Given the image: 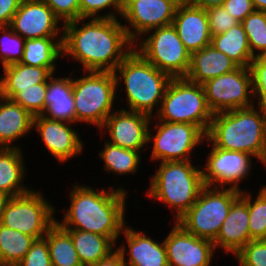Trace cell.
I'll return each instance as SVG.
<instances>
[{"instance_id":"cell-42","label":"cell","mask_w":266,"mask_h":266,"mask_svg":"<svg viewBox=\"0 0 266 266\" xmlns=\"http://www.w3.org/2000/svg\"><path fill=\"white\" fill-rule=\"evenodd\" d=\"M16 266H52L47 241L44 238L35 240Z\"/></svg>"},{"instance_id":"cell-36","label":"cell","mask_w":266,"mask_h":266,"mask_svg":"<svg viewBox=\"0 0 266 266\" xmlns=\"http://www.w3.org/2000/svg\"><path fill=\"white\" fill-rule=\"evenodd\" d=\"M47 83H37L31 88L21 89L11 100L26 109L33 117L45 110Z\"/></svg>"},{"instance_id":"cell-46","label":"cell","mask_w":266,"mask_h":266,"mask_svg":"<svg viewBox=\"0 0 266 266\" xmlns=\"http://www.w3.org/2000/svg\"><path fill=\"white\" fill-rule=\"evenodd\" d=\"M225 0H192L191 4L203 9L222 6Z\"/></svg>"},{"instance_id":"cell-43","label":"cell","mask_w":266,"mask_h":266,"mask_svg":"<svg viewBox=\"0 0 266 266\" xmlns=\"http://www.w3.org/2000/svg\"><path fill=\"white\" fill-rule=\"evenodd\" d=\"M222 6L240 23L255 11L252 0H225Z\"/></svg>"},{"instance_id":"cell-30","label":"cell","mask_w":266,"mask_h":266,"mask_svg":"<svg viewBox=\"0 0 266 266\" xmlns=\"http://www.w3.org/2000/svg\"><path fill=\"white\" fill-rule=\"evenodd\" d=\"M44 239L48 244L52 266H82L72 238L57 222Z\"/></svg>"},{"instance_id":"cell-28","label":"cell","mask_w":266,"mask_h":266,"mask_svg":"<svg viewBox=\"0 0 266 266\" xmlns=\"http://www.w3.org/2000/svg\"><path fill=\"white\" fill-rule=\"evenodd\" d=\"M58 38V39H57ZM63 37L25 39L20 63L56 71V61L63 57Z\"/></svg>"},{"instance_id":"cell-48","label":"cell","mask_w":266,"mask_h":266,"mask_svg":"<svg viewBox=\"0 0 266 266\" xmlns=\"http://www.w3.org/2000/svg\"><path fill=\"white\" fill-rule=\"evenodd\" d=\"M256 11L266 12V0H252Z\"/></svg>"},{"instance_id":"cell-23","label":"cell","mask_w":266,"mask_h":266,"mask_svg":"<svg viewBox=\"0 0 266 266\" xmlns=\"http://www.w3.org/2000/svg\"><path fill=\"white\" fill-rule=\"evenodd\" d=\"M238 67L226 54L209 45L190 54L189 69L184 78L193 83L203 84Z\"/></svg>"},{"instance_id":"cell-15","label":"cell","mask_w":266,"mask_h":266,"mask_svg":"<svg viewBox=\"0 0 266 266\" xmlns=\"http://www.w3.org/2000/svg\"><path fill=\"white\" fill-rule=\"evenodd\" d=\"M164 238L169 266H210L215 250L213 241L187 232L179 223Z\"/></svg>"},{"instance_id":"cell-5","label":"cell","mask_w":266,"mask_h":266,"mask_svg":"<svg viewBox=\"0 0 266 266\" xmlns=\"http://www.w3.org/2000/svg\"><path fill=\"white\" fill-rule=\"evenodd\" d=\"M148 198L168 205L177 222L196 202L205 187L202 169L189 161L160 162L151 177Z\"/></svg>"},{"instance_id":"cell-19","label":"cell","mask_w":266,"mask_h":266,"mask_svg":"<svg viewBox=\"0 0 266 266\" xmlns=\"http://www.w3.org/2000/svg\"><path fill=\"white\" fill-rule=\"evenodd\" d=\"M249 192H241L240 197L232 204L229 214L222 223L221 229L213 241L215 250L223 249L225 253L235 256L249 241Z\"/></svg>"},{"instance_id":"cell-26","label":"cell","mask_w":266,"mask_h":266,"mask_svg":"<svg viewBox=\"0 0 266 266\" xmlns=\"http://www.w3.org/2000/svg\"><path fill=\"white\" fill-rule=\"evenodd\" d=\"M25 170L26 164L21 148H0V192L11 197L30 192L31 189L23 185Z\"/></svg>"},{"instance_id":"cell-6","label":"cell","mask_w":266,"mask_h":266,"mask_svg":"<svg viewBox=\"0 0 266 266\" xmlns=\"http://www.w3.org/2000/svg\"><path fill=\"white\" fill-rule=\"evenodd\" d=\"M155 118L172 123H191L207 134L213 113L207 105L202 84L179 77L169 82Z\"/></svg>"},{"instance_id":"cell-16","label":"cell","mask_w":266,"mask_h":266,"mask_svg":"<svg viewBox=\"0 0 266 266\" xmlns=\"http://www.w3.org/2000/svg\"><path fill=\"white\" fill-rule=\"evenodd\" d=\"M151 116L122 108L113 111L100 128L108 133V142L122 148L144 152L148 145V129Z\"/></svg>"},{"instance_id":"cell-47","label":"cell","mask_w":266,"mask_h":266,"mask_svg":"<svg viewBox=\"0 0 266 266\" xmlns=\"http://www.w3.org/2000/svg\"><path fill=\"white\" fill-rule=\"evenodd\" d=\"M11 196L7 193L0 192V223L2 219V214L5 210L6 204L9 202Z\"/></svg>"},{"instance_id":"cell-24","label":"cell","mask_w":266,"mask_h":266,"mask_svg":"<svg viewBox=\"0 0 266 266\" xmlns=\"http://www.w3.org/2000/svg\"><path fill=\"white\" fill-rule=\"evenodd\" d=\"M33 118L19 104L0 97V148H20L13 142L34 131Z\"/></svg>"},{"instance_id":"cell-33","label":"cell","mask_w":266,"mask_h":266,"mask_svg":"<svg viewBox=\"0 0 266 266\" xmlns=\"http://www.w3.org/2000/svg\"><path fill=\"white\" fill-rule=\"evenodd\" d=\"M253 57L266 52V12L254 11L241 22Z\"/></svg>"},{"instance_id":"cell-29","label":"cell","mask_w":266,"mask_h":266,"mask_svg":"<svg viewBox=\"0 0 266 266\" xmlns=\"http://www.w3.org/2000/svg\"><path fill=\"white\" fill-rule=\"evenodd\" d=\"M211 45L226 54L239 67L249 68L252 56L248 37L241 23L223 34L212 36Z\"/></svg>"},{"instance_id":"cell-49","label":"cell","mask_w":266,"mask_h":266,"mask_svg":"<svg viewBox=\"0 0 266 266\" xmlns=\"http://www.w3.org/2000/svg\"><path fill=\"white\" fill-rule=\"evenodd\" d=\"M177 6L189 5L191 4L192 0H171Z\"/></svg>"},{"instance_id":"cell-51","label":"cell","mask_w":266,"mask_h":266,"mask_svg":"<svg viewBox=\"0 0 266 266\" xmlns=\"http://www.w3.org/2000/svg\"><path fill=\"white\" fill-rule=\"evenodd\" d=\"M261 57L266 61V52Z\"/></svg>"},{"instance_id":"cell-9","label":"cell","mask_w":266,"mask_h":266,"mask_svg":"<svg viewBox=\"0 0 266 266\" xmlns=\"http://www.w3.org/2000/svg\"><path fill=\"white\" fill-rule=\"evenodd\" d=\"M134 49L172 78L185 77L188 72L190 53L172 24L146 32L134 43Z\"/></svg>"},{"instance_id":"cell-39","label":"cell","mask_w":266,"mask_h":266,"mask_svg":"<svg viewBox=\"0 0 266 266\" xmlns=\"http://www.w3.org/2000/svg\"><path fill=\"white\" fill-rule=\"evenodd\" d=\"M235 257L239 266H266V240L249 241Z\"/></svg>"},{"instance_id":"cell-3","label":"cell","mask_w":266,"mask_h":266,"mask_svg":"<svg viewBox=\"0 0 266 266\" xmlns=\"http://www.w3.org/2000/svg\"><path fill=\"white\" fill-rule=\"evenodd\" d=\"M206 138L216 148L248 153L266 167V111L259 106L213 114Z\"/></svg>"},{"instance_id":"cell-13","label":"cell","mask_w":266,"mask_h":266,"mask_svg":"<svg viewBox=\"0 0 266 266\" xmlns=\"http://www.w3.org/2000/svg\"><path fill=\"white\" fill-rule=\"evenodd\" d=\"M205 141L208 146L212 145L202 168L205 186L243 190L239 184L249 177L253 164L251 159L254 157L241 151L216 148L207 138Z\"/></svg>"},{"instance_id":"cell-25","label":"cell","mask_w":266,"mask_h":266,"mask_svg":"<svg viewBox=\"0 0 266 266\" xmlns=\"http://www.w3.org/2000/svg\"><path fill=\"white\" fill-rule=\"evenodd\" d=\"M3 68V77H0L1 97L12 99L21 89H28L37 83H47L54 74L50 68L29 66L20 62Z\"/></svg>"},{"instance_id":"cell-20","label":"cell","mask_w":266,"mask_h":266,"mask_svg":"<svg viewBox=\"0 0 266 266\" xmlns=\"http://www.w3.org/2000/svg\"><path fill=\"white\" fill-rule=\"evenodd\" d=\"M122 234L126 241L117 246L116 250L121 254L125 266H169L164 241L160 243L145 232L136 231L127 225Z\"/></svg>"},{"instance_id":"cell-18","label":"cell","mask_w":266,"mask_h":266,"mask_svg":"<svg viewBox=\"0 0 266 266\" xmlns=\"http://www.w3.org/2000/svg\"><path fill=\"white\" fill-rule=\"evenodd\" d=\"M72 124L74 123L53 120L42 115L33 118V129L39 132L48 152L60 164L79 156L84 149L78 131L70 127Z\"/></svg>"},{"instance_id":"cell-4","label":"cell","mask_w":266,"mask_h":266,"mask_svg":"<svg viewBox=\"0 0 266 266\" xmlns=\"http://www.w3.org/2000/svg\"><path fill=\"white\" fill-rule=\"evenodd\" d=\"M114 75L118 90L121 88L119 83L125 85L124 91L127 97L125 99L128 105L126 110L145 113L151 117L158 112L166 88L172 79L170 75L149 63L135 49L117 66Z\"/></svg>"},{"instance_id":"cell-34","label":"cell","mask_w":266,"mask_h":266,"mask_svg":"<svg viewBox=\"0 0 266 266\" xmlns=\"http://www.w3.org/2000/svg\"><path fill=\"white\" fill-rule=\"evenodd\" d=\"M249 192V231L251 240H266V185L255 199Z\"/></svg>"},{"instance_id":"cell-27","label":"cell","mask_w":266,"mask_h":266,"mask_svg":"<svg viewBox=\"0 0 266 266\" xmlns=\"http://www.w3.org/2000/svg\"><path fill=\"white\" fill-rule=\"evenodd\" d=\"M77 251L82 266L96 264L116 250V244L107 236L78 229H65Z\"/></svg>"},{"instance_id":"cell-7","label":"cell","mask_w":266,"mask_h":266,"mask_svg":"<svg viewBox=\"0 0 266 266\" xmlns=\"http://www.w3.org/2000/svg\"><path fill=\"white\" fill-rule=\"evenodd\" d=\"M73 79L76 123L92 124L99 129L114 111L117 83L114 72L84 71ZM117 95V96H116Z\"/></svg>"},{"instance_id":"cell-37","label":"cell","mask_w":266,"mask_h":266,"mask_svg":"<svg viewBox=\"0 0 266 266\" xmlns=\"http://www.w3.org/2000/svg\"><path fill=\"white\" fill-rule=\"evenodd\" d=\"M105 9H111L109 10L111 12L108 11V13L101 15L100 12L105 11ZM123 10L121 0H80V18L117 19V17L122 16Z\"/></svg>"},{"instance_id":"cell-8","label":"cell","mask_w":266,"mask_h":266,"mask_svg":"<svg viewBox=\"0 0 266 266\" xmlns=\"http://www.w3.org/2000/svg\"><path fill=\"white\" fill-rule=\"evenodd\" d=\"M242 190L205 186L196 202L177 221L187 232L214 241Z\"/></svg>"},{"instance_id":"cell-35","label":"cell","mask_w":266,"mask_h":266,"mask_svg":"<svg viewBox=\"0 0 266 266\" xmlns=\"http://www.w3.org/2000/svg\"><path fill=\"white\" fill-rule=\"evenodd\" d=\"M0 63L2 67L22 60L25 39L9 26L0 27Z\"/></svg>"},{"instance_id":"cell-11","label":"cell","mask_w":266,"mask_h":266,"mask_svg":"<svg viewBox=\"0 0 266 266\" xmlns=\"http://www.w3.org/2000/svg\"><path fill=\"white\" fill-rule=\"evenodd\" d=\"M148 129V144L152 143L151 161H189L192 151L200 144L205 143L206 134L191 123H172L158 120L155 128Z\"/></svg>"},{"instance_id":"cell-50","label":"cell","mask_w":266,"mask_h":266,"mask_svg":"<svg viewBox=\"0 0 266 266\" xmlns=\"http://www.w3.org/2000/svg\"><path fill=\"white\" fill-rule=\"evenodd\" d=\"M132 0H121L123 8Z\"/></svg>"},{"instance_id":"cell-31","label":"cell","mask_w":266,"mask_h":266,"mask_svg":"<svg viewBox=\"0 0 266 266\" xmlns=\"http://www.w3.org/2000/svg\"><path fill=\"white\" fill-rule=\"evenodd\" d=\"M108 138L104 142V149L99 151V157L104 161V169L114 175L135 174L141 164V155L139 151L122 148L109 143Z\"/></svg>"},{"instance_id":"cell-44","label":"cell","mask_w":266,"mask_h":266,"mask_svg":"<svg viewBox=\"0 0 266 266\" xmlns=\"http://www.w3.org/2000/svg\"><path fill=\"white\" fill-rule=\"evenodd\" d=\"M22 0H0V27L9 26Z\"/></svg>"},{"instance_id":"cell-32","label":"cell","mask_w":266,"mask_h":266,"mask_svg":"<svg viewBox=\"0 0 266 266\" xmlns=\"http://www.w3.org/2000/svg\"><path fill=\"white\" fill-rule=\"evenodd\" d=\"M35 238L0 224V262L16 266L27 254Z\"/></svg>"},{"instance_id":"cell-14","label":"cell","mask_w":266,"mask_h":266,"mask_svg":"<svg viewBox=\"0 0 266 266\" xmlns=\"http://www.w3.org/2000/svg\"><path fill=\"white\" fill-rule=\"evenodd\" d=\"M176 8L171 0L130 1L121 16L129 39L135 43L146 32L172 24Z\"/></svg>"},{"instance_id":"cell-41","label":"cell","mask_w":266,"mask_h":266,"mask_svg":"<svg viewBox=\"0 0 266 266\" xmlns=\"http://www.w3.org/2000/svg\"><path fill=\"white\" fill-rule=\"evenodd\" d=\"M55 16L63 22L62 25L80 19V0H42Z\"/></svg>"},{"instance_id":"cell-45","label":"cell","mask_w":266,"mask_h":266,"mask_svg":"<svg viewBox=\"0 0 266 266\" xmlns=\"http://www.w3.org/2000/svg\"><path fill=\"white\" fill-rule=\"evenodd\" d=\"M90 266H125L121 254L115 250L108 257L101 259L96 264Z\"/></svg>"},{"instance_id":"cell-2","label":"cell","mask_w":266,"mask_h":266,"mask_svg":"<svg viewBox=\"0 0 266 266\" xmlns=\"http://www.w3.org/2000/svg\"><path fill=\"white\" fill-rule=\"evenodd\" d=\"M73 185L70 206L61 222L63 229H78L109 237L117 245L126 226L127 191L123 187L95 190L89 185ZM119 238V239H118Z\"/></svg>"},{"instance_id":"cell-40","label":"cell","mask_w":266,"mask_h":266,"mask_svg":"<svg viewBox=\"0 0 266 266\" xmlns=\"http://www.w3.org/2000/svg\"><path fill=\"white\" fill-rule=\"evenodd\" d=\"M206 12L208 15L211 36L223 34L231 27L240 23L236 18L231 16L223 6L206 9Z\"/></svg>"},{"instance_id":"cell-38","label":"cell","mask_w":266,"mask_h":266,"mask_svg":"<svg viewBox=\"0 0 266 266\" xmlns=\"http://www.w3.org/2000/svg\"><path fill=\"white\" fill-rule=\"evenodd\" d=\"M249 70L252 77L254 101L257 106L266 111V61L261 56L254 57Z\"/></svg>"},{"instance_id":"cell-21","label":"cell","mask_w":266,"mask_h":266,"mask_svg":"<svg viewBox=\"0 0 266 266\" xmlns=\"http://www.w3.org/2000/svg\"><path fill=\"white\" fill-rule=\"evenodd\" d=\"M172 25L190 54L211 45L212 36L205 9L192 4L177 6Z\"/></svg>"},{"instance_id":"cell-1","label":"cell","mask_w":266,"mask_h":266,"mask_svg":"<svg viewBox=\"0 0 266 266\" xmlns=\"http://www.w3.org/2000/svg\"><path fill=\"white\" fill-rule=\"evenodd\" d=\"M87 20L80 18L63 25V57H72L83 71L114 72L134 49V43L118 18Z\"/></svg>"},{"instance_id":"cell-10","label":"cell","mask_w":266,"mask_h":266,"mask_svg":"<svg viewBox=\"0 0 266 266\" xmlns=\"http://www.w3.org/2000/svg\"><path fill=\"white\" fill-rule=\"evenodd\" d=\"M26 194L11 197L2 214L1 225L42 239L56 223L57 211L48 200L33 188Z\"/></svg>"},{"instance_id":"cell-17","label":"cell","mask_w":266,"mask_h":266,"mask_svg":"<svg viewBox=\"0 0 266 266\" xmlns=\"http://www.w3.org/2000/svg\"><path fill=\"white\" fill-rule=\"evenodd\" d=\"M60 24L61 21L42 0H22L9 27L23 39H36L63 37L64 26Z\"/></svg>"},{"instance_id":"cell-22","label":"cell","mask_w":266,"mask_h":266,"mask_svg":"<svg viewBox=\"0 0 266 266\" xmlns=\"http://www.w3.org/2000/svg\"><path fill=\"white\" fill-rule=\"evenodd\" d=\"M53 74L47 80L45 110L42 116L69 123H76L75 102L73 97V78Z\"/></svg>"},{"instance_id":"cell-12","label":"cell","mask_w":266,"mask_h":266,"mask_svg":"<svg viewBox=\"0 0 266 266\" xmlns=\"http://www.w3.org/2000/svg\"><path fill=\"white\" fill-rule=\"evenodd\" d=\"M206 102L213 114L247 108L255 101L252 89V77L249 68L237 69L211 78L202 84Z\"/></svg>"}]
</instances>
